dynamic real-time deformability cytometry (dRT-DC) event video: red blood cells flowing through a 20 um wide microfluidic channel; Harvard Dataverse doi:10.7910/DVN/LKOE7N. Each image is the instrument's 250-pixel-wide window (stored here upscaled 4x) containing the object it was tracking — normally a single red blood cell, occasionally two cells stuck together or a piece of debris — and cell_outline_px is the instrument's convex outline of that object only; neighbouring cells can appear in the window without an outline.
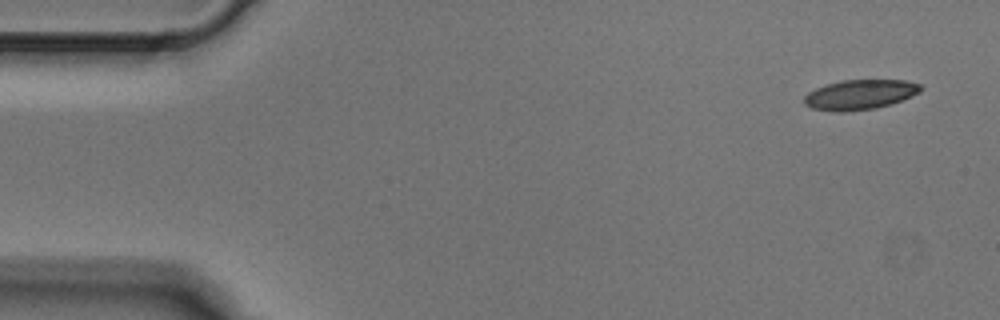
{"species": "Egyptian fruit bat (a non-hibernating species)", "species_latin": "Rousettus aegyptiacus", "temperature_condition": "cold", "stored_images_in_passage": 4, "camera_frame_rate_fps": 3000, "um_per_image_px": 0.085, "animal": {"sex": "male"}, "frame": {"image": 1, "passage_image": 1, "time_ms": 0.0, "image_size_px": [1000, 320], "cell_outline_px": [[924, 88], [920, 92], [912, 96], [876, 108], [844, 112], [840, 112], [812, 108], [804, 104], [804, 96], [808, 92], [816, 88], [840, 80], [904, 80], [920, 84]], "centroid_in_image_um": [73.09, 8.03], "position_along_channel_um": 11.9, "area_um2": 20.17}}
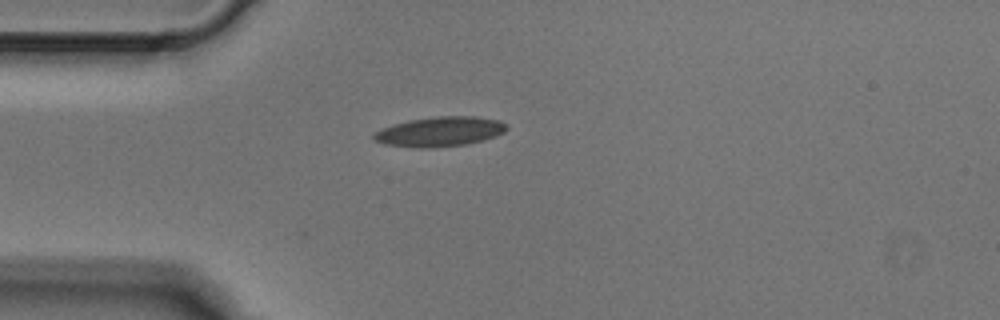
{"frame": {"image": 2, "passage_image": 4, "time_ms": 1.0, "image_size_px": [1000, 320], "cell_outline_px": [[508, 128], [504, 132], [496, 136], [484, 140], [464, 144], [432, 148], [420, 148], [384, 144], [376, 140], [372, 136], [380, 128], [408, 120], [436, 116], [476, 116], [500, 120], [508, 124]], "centroid_in_image_um": [37.42, 11.18], "position_along_channel_um": 47.6, "area_um2": 23.12}}